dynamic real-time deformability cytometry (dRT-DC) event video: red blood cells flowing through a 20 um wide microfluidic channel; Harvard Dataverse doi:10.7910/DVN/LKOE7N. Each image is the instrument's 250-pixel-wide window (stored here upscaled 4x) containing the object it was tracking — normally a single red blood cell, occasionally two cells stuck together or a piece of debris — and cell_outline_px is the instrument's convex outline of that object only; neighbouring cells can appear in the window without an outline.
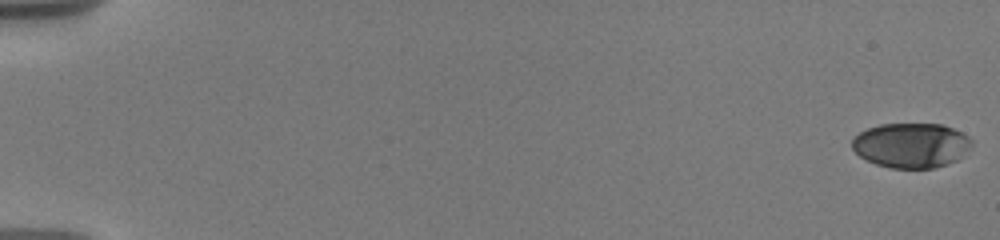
{"species": "human", "species_latin": "Homo sapiens", "temperature_condition": "warm", "stored_images_in_passage": 38, "camera_frame_rate_fps": 3000, "um_per_image_px": 0.085, "donor": {"sex": "male"}, "frame": {"image": 1, "passage_image": 1, "time_ms": 0.0, "image_size_px": [1000, 240], "cell_outline_px": [[972, 144], [956, 160], [948, 164], [936, 168], [888, 168], [876, 164], [860, 156], [852, 148], [852, 140], [860, 132], [868, 128], [880, 124], [940, 124], [952, 128], [968, 136], [972, 140]], "centroid_in_image_um": [77.43, 12.35], "position_along_channel_um": 7.6, "area_um2": 31.04}}
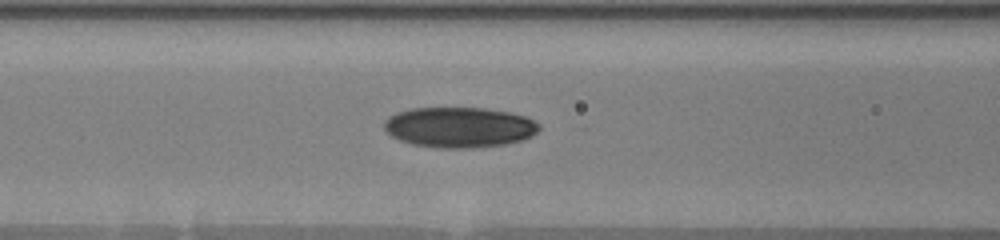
{"frame": {"image": 2, "passage_image": 20, "time_ms": 8.333, "image_size_px": [1000, 240], "cell_outline_px": [[540, 128], [532, 136], [524, 140], [504, 144], [476, 148], [436, 148], [412, 144], [400, 140], [392, 136], [384, 128], [384, 120], [388, 116], [396, 112], [412, 108], [484, 108], [512, 112], [528, 116], [540, 124]], "centroid_in_image_um": [39.07, 10.81], "position_along_channel_um": 127.5, "area_um2": 36.93}}
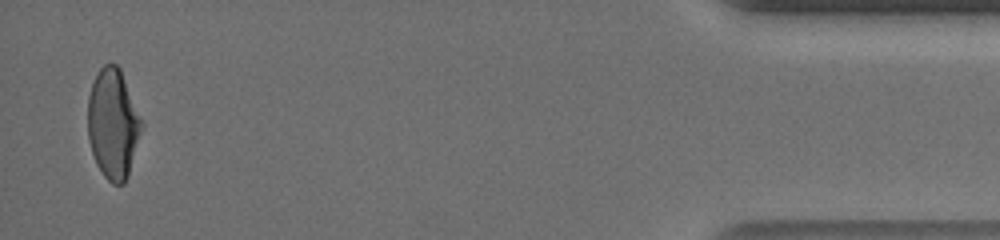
{"frame": {"image": 3, "passage_image": 37, "time_ms": 18.333, "image_size_px": [1000, 240], "cell_outline_px": [[144, 124], [128, 176], [124, 184], [112, 184], [104, 176], [96, 164], [92, 152], [88, 136], [88, 96], [92, 84], [100, 68], [104, 64], [116, 64], [120, 68]], "centroid_in_image_um": [9.62, 10.54], "position_along_channel_um": 425.6, "area_um2": 34.45}, "authors_computed_cell_mechanics": {"area_um2": 34.4488, "velocity_mm_per_s": 3.6743, "shape_relaxation_time_tau1_ms": 4.8379, "shape_relaxation_time_tau2_ms": 1.7359, "deformation_change_tau1": 0.1757, "deformation_change_tau2": 0.0635}}